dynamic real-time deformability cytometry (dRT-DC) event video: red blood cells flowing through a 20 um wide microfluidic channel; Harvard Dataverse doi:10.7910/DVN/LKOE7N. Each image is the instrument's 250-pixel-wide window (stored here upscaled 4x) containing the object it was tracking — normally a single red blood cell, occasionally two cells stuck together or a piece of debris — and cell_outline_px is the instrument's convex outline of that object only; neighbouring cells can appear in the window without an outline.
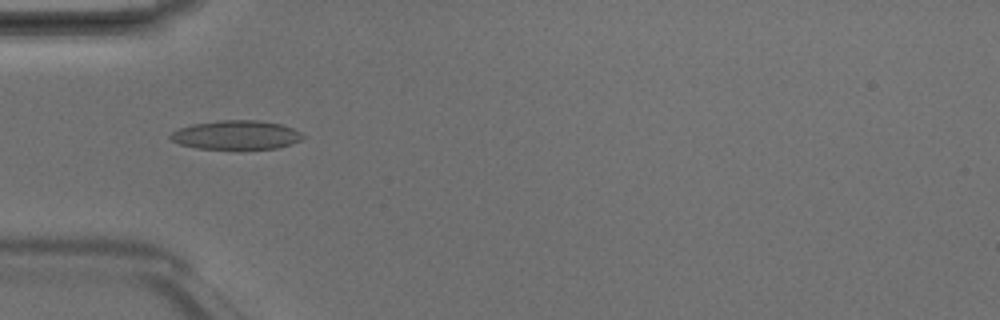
{"species": "Egyptian fruit bat (a non-hibernating species)", "species_latin": "Rousettus aegyptiacus", "temperature_condition": "room temperature", "stored_images_in_passage": 6, "camera_frame_rate_fps": 3000, "um_per_image_px": 0.085, "animal": {"sex": "male"}, "frame": {"image": 1, "passage_image": 5, "time_ms": 1.333, "image_size_px": [1000, 320], "cell_outline_px": [[304, 136], [300, 140], [276, 148], [196, 148], [180, 144], [172, 140], [168, 136], [172, 132], [180, 128], [192, 124], [220, 120], [256, 120], [280, 124], [292, 128], [300, 132]], "centroid_in_image_um": [20.04, 11.46], "position_along_channel_um": 65.0, "area_um2": 21.91}}